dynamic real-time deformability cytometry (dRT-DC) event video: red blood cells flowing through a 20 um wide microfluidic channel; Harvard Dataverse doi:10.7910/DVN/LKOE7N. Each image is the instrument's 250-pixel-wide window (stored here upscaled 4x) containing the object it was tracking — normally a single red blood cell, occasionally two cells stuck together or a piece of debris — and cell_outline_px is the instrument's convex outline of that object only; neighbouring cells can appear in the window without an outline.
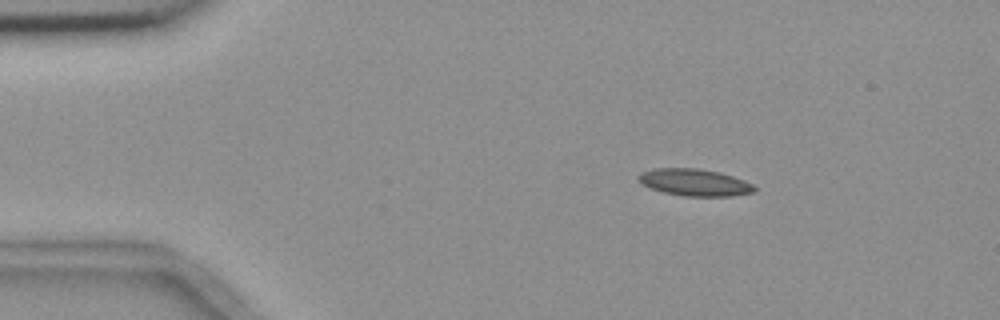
{"species": "common noctule bat (a hibernating species)", "species_latin": "Nyctalus noctula", "temperature_condition": "room temperature", "stored_images_in_passage": 2, "camera_frame_rate_fps": 3000, "um_per_image_px": 0.085, "animal": {"sex": "female", "body_mass_g": 18.4}, "frame": {"image": 1, "passage_image": 1, "time_ms": 0.0, "image_size_px": [1000, 320], "cell_outline_px": [[756, 192], [732, 196], [684, 196], [664, 192], [640, 184], [636, 176], [640, 172], [652, 168], [696, 168], [720, 172], [744, 180], [752, 184], [756, 188]], "centroid_in_image_um": [59.01, 15.5], "position_along_channel_um": 26.0, "area_um2": 18.38}}